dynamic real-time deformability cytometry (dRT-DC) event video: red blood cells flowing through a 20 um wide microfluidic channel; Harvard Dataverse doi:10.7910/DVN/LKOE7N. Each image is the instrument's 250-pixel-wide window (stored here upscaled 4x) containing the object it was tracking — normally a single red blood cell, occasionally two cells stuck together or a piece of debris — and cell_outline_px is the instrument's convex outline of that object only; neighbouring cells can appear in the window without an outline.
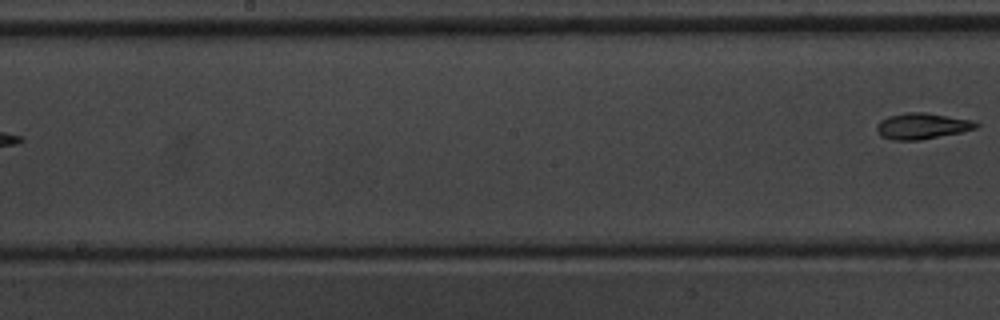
{"species": "common noctule bat (a hibernating species)", "species_latin": "Nyctalus noctula", "temperature_condition": "warm", "stored_images_in_passage": 10, "segment_of_instrument_passage": [2, 2], "camera_frame_rate_fps": 3000, "um_per_image_px": 0.085, "animal": {"sex": "male", "body_mass_g": 20.1, "forearm_length_mm": 53.5}, "frame": {"image": 1, "passage_image": 10, "time_ms": 11.333, "image_size_px": [1000, 320], "cell_outline_px": [[980, 124], [976, 128], [964, 132], [920, 140], [892, 140], [880, 136], [876, 132], [876, 124], [880, 120], [888, 116], [908, 112], [924, 112], [972, 120]], "centroid_in_image_um": [78.35, 10.72], "position_along_channel_um": 169.8, "area_um2": 15.26}}